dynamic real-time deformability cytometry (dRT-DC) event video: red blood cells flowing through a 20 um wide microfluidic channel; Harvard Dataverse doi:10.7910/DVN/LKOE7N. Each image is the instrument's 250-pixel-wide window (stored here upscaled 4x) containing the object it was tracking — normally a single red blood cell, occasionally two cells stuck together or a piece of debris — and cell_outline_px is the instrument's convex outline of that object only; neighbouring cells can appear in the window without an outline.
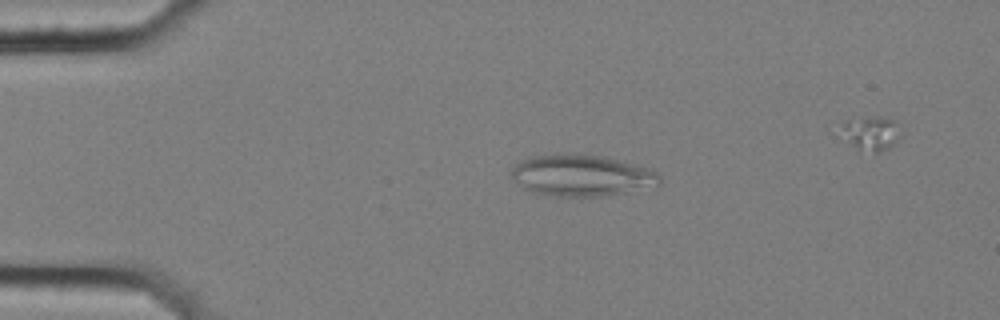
{"species": "common noctule bat (a hibernating species)", "species_latin": "Nyctalus noctula", "temperature_condition": "cold", "stored_images_in_passage": 43, "camera_frame_rate_fps": 3000, "um_per_image_px": 0.085, "animal": {"sex": "female", "body_mass_g": 25.1}, "frame": {"image": 1, "passage_image": 2, "time_ms": 0.333, "image_size_px": [1000, 320], "cell_outline_px": [[660, 184], [604, 196], [552, 196], [532, 192], [524, 188], [512, 180], [508, 172], [520, 160], [528, 156], [560, 152], [576, 152], [608, 156], [648, 168], [656, 172], [660, 176]], "centroid_in_image_um": [49.34, 14.86], "position_along_channel_um": 35.7, "area_um2": 36.59}}
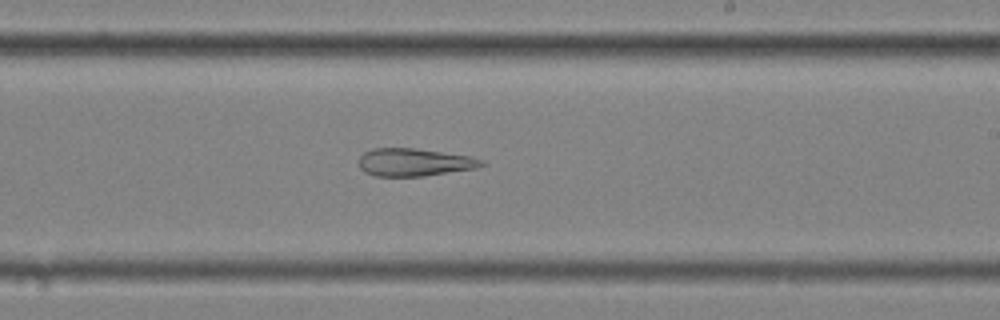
{"frame": {"image": 2, "passage_image": 24, "time_ms": 7.667, "image_size_px": [1000, 320], "cell_outline_px": [[488, 164], [476, 168], [424, 176], [376, 176], [364, 172], [360, 168], [360, 156], [364, 152], [372, 148], [416, 148], [472, 156], [484, 160]], "centroid_in_image_um": [35.26, 13.78], "position_along_channel_um": 253.7, "area_um2": 20.0}}
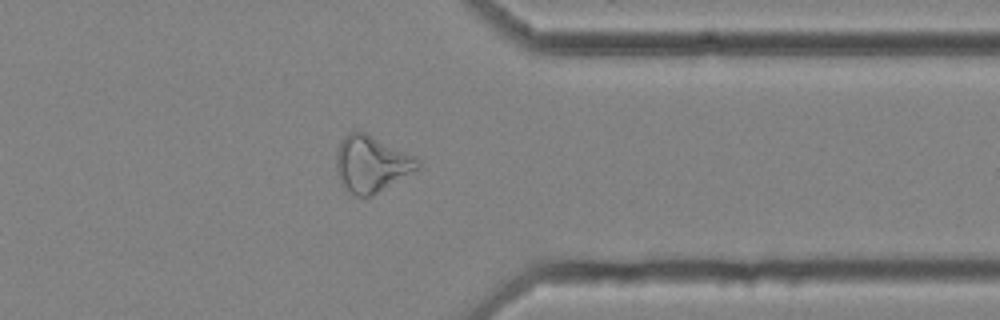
{"frame": {"image": 3, "passage_image": 35, "time_ms": 11.333, "image_size_px": [1000, 320], "cell_outline_px": [[420, 168], [372, 196], [356, 196], [344, 188], [336, 172], [336, 152], [344, 136], [348, 132], [364, 132], [416, 156], [420, 160]], "centroid_in_image_um": [31.57, 13.94], "position_along_channel_um": 379.8, "area_um2": 26.7}}